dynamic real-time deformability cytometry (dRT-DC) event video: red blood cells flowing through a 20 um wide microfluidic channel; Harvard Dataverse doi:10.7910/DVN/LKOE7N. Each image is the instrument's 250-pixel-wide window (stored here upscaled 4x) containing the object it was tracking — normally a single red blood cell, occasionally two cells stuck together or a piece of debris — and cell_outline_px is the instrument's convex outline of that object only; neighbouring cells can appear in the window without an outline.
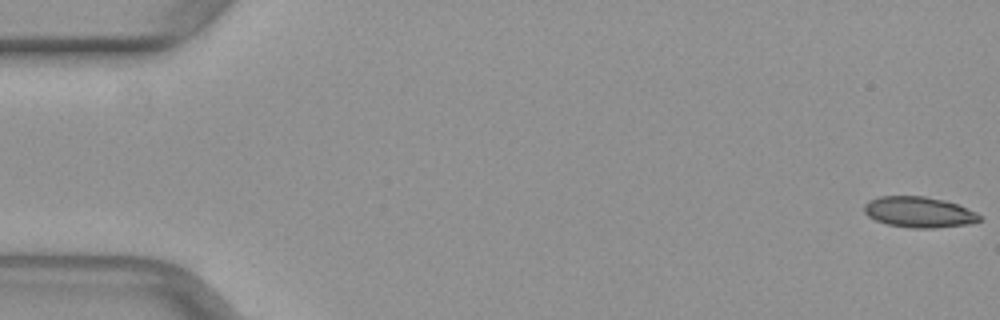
{"species": "common noctule bat (a hibernating species)", "species_latin": "Nyctalus noctula", "temperature_condition": "warm", "stored_images_in_passage": 14, "camera_frame_rate_fps": 3000, "um_per_image_px": 0.085, "animal": {"sex": "female", "body_mass_g": 29.2, "forearm_length_mm": 56.3}, "frame": {"image": 1, "passage_image": 1, "time_ms": 0.0, "image_size_px": [1000, 320], "cell_outline_px": [[980, 220], [968, 224], [936, 228], [908, 228], [888, 224], [876, 220], [868, 216], [864, 212], [864, 204], [868, 200], [880, 196], [924, 196], [944, 200], [956, 204], [976, 212], [980, 216]], "centroid_in_image_um": [78.08, 18.03], "position_along_channel_um": 6.9, "area_um2": 20.63}}
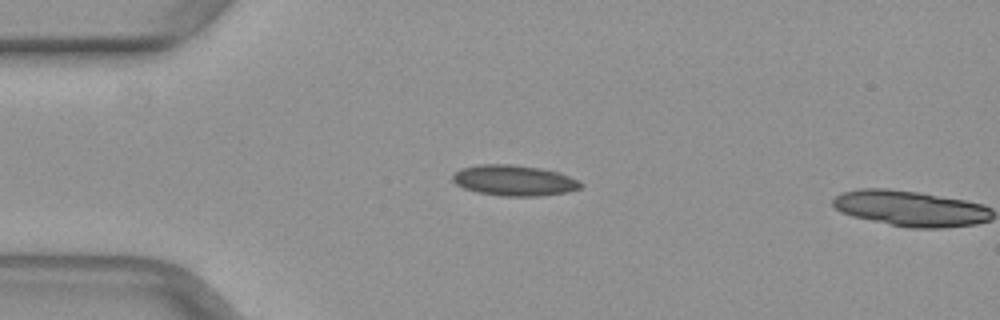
{"frame": {"image": 2, "passage_image": 13, "time_ms": 4.0, "image_size_px": [1000, 320], "cell_outline_px": [[584, 184], [580, 188], [568, 192], [540, 196], [500, 196], [476, 192], [464, 188], [456, 184], [452, 180], [452, 176], [460, 168], [480, 164], [512, 164], [540, 168], [560, 172]], "centroid_in_image_um": [43.69, 15.34], "position_along_channel_um": 41.3, "area_um2": 23.0}}